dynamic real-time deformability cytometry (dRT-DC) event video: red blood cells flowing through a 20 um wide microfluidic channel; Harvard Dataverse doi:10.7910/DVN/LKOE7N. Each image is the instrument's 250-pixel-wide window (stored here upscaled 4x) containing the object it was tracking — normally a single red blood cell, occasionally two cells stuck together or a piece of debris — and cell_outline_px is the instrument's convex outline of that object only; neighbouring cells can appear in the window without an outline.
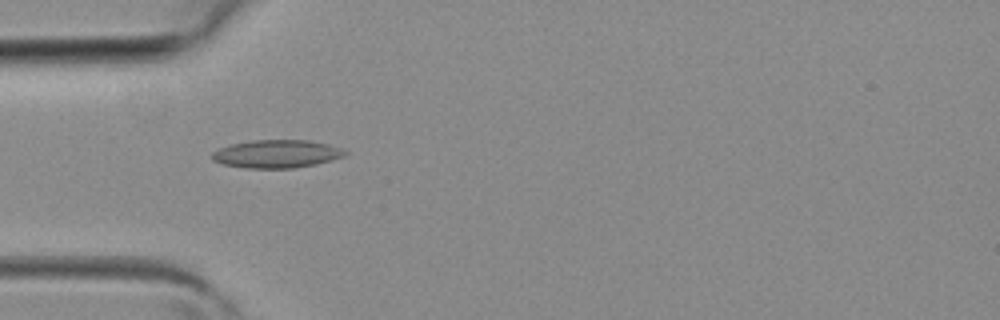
{"species": "common noctule bat (a hibernating species)", "species_latin": "Nyctalus noctula", "temperature_condition": "room temperature", "stored_images_in_passage": 1, "camera_frame_rate_fps": 3000, "um_per_image_px": 0.085, "animal": {"sex": "female", "body_mass_g": 19.3, "forearm_length_mm": 54.1}, "frame": {"image": 1, "passage_image": 1, "time_ms": 0.0, "image_size_px": [1000, 320], "cell_outline_px": [[348, 152], [344, 156], [312, 164], [292, 168], [244, 168], [220, 164], [212, 160], [212, 152], [220, 148], [232, 144], [252, 140], [308, 140], [328, 144], [340, 148]], "centroid_in_image_um": [23.45, 13.08], "position_along_channel_um": 61.5, "area_um2": 21.5}}